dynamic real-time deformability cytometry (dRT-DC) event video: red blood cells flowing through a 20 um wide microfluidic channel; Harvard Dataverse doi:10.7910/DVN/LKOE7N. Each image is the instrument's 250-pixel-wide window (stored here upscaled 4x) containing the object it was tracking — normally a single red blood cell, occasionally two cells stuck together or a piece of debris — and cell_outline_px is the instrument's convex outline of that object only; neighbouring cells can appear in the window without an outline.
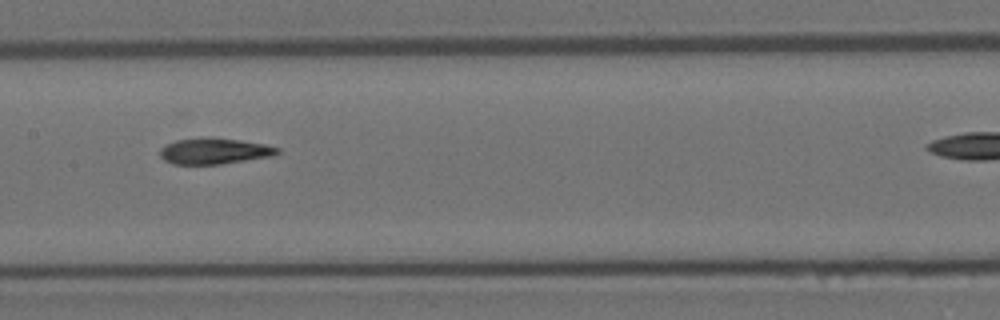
{"species": "Egyptian fruit bat (a non-hibernating species)", "species_latin": "Rousettus aegyptiacus", "temperature_condition": "room temperature", "stored_images_in_passage": 10, "camera_frame_rate_fps": 3000, "um_per_image_px": 0.085, "animal": {"sex": "female"}, "frame": {"image": 1, "passage_image": 4, "time_ms": 3.333, "image_size_px": [1000, 320], "cell_outline_px": [[280, 152], [272, 156], [220, 164], [172, 164], [164, 160], [160, 156], [160, 148], [164, 144], [176, 140], [208, 136], [240, 140], [264, 144], [280, 148]], "centroid_in_image_um": [18.18, 12.83], "position_along_channel_um": 189.2, "area_um2": 17.98}}
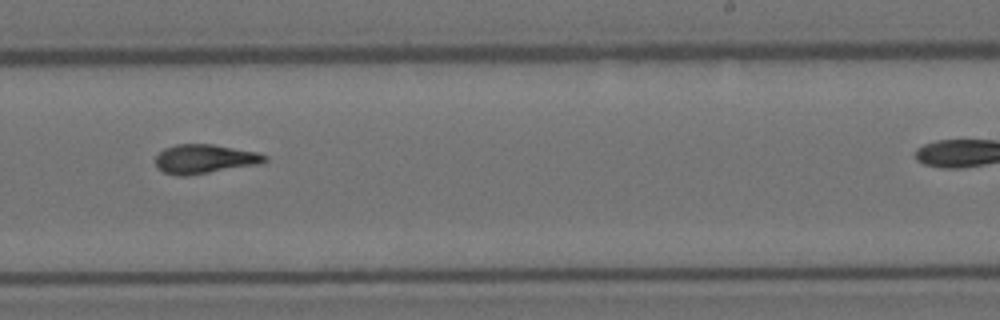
{"frame": {"image": 2, "passage_image": 6, "time_ms": 5.667, "image_size_px": [1000, 320], "cell_outline_px": [[268, 160], [260, 164], [188, 176], [176, 176], [164, 172], [156, 168], [156, 156], [164, 148], [176, 144], [212, 144], [256, 152], [268, 156]], "centroid_in_image_um": [17.38, 13.52], "position_along_channel_um": 271.6, "area_um2": 18.67}}